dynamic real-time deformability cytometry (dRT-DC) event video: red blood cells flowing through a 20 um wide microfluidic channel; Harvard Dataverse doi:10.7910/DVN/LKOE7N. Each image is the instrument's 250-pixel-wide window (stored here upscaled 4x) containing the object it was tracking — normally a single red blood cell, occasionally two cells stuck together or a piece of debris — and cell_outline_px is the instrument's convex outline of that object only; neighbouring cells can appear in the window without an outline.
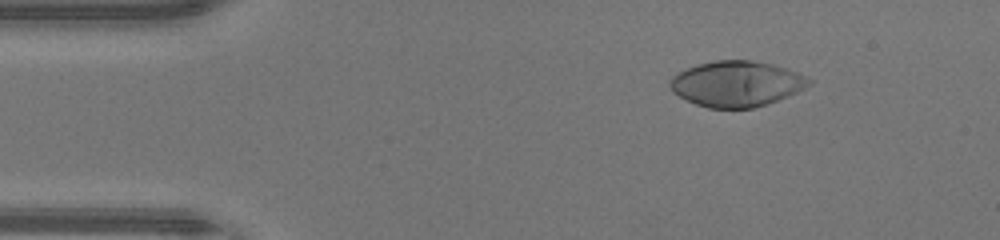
{"species": "human", "species_latin": "Homo sapiens", "temperature_condition": "warm", "stored_images_in_passage": 46, "camera_frame_rate_fps": 3000, "um_per_image_px": 0.085, "donor": {"sex": "male"}, "frame": {"image": 1, "passage_image": 6, "time_ms": 1.667, "image_size_px": [1000, 240], "cell_outline_px": [[812, 84], [788, 96], [768, 104], [752, 108], [708, 108], [696, 104], [672, 92], [668, 84], [672, 76], [696, 64], [716, 60], [752, 60], [772, 64], [796, 72], [812, 80]], "centroid_in_image_um": [62.6, 7.12], "position_along_channel_um": 22.4, "area_um2": 36.82}}
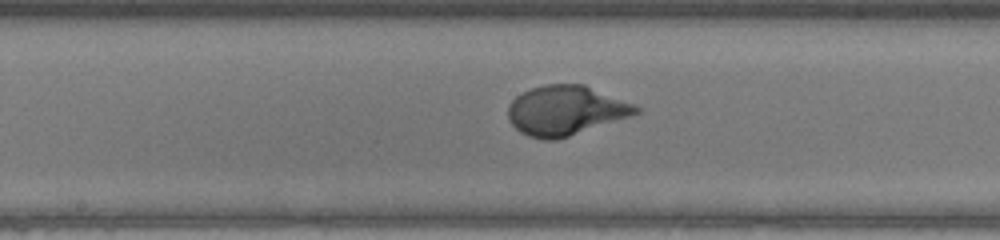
{"frame": {"image": 2, "passage_image": 23, "time_ms": 7.333, "image_size_px": [1000, 240], "cell_outline_px": [[640, 112], [632, 116], [556, 140], [544, 140], [528, 136], [520, 132], [508, 120], [508, 104], [516, 96], [532, 88], [544, 84], [584, 84], [632, 104], [640, 108]], "centroid_in_image_um": [48.05, 9.4], "position_along_channel_um": 200.2, "area_um2": 36.76}}
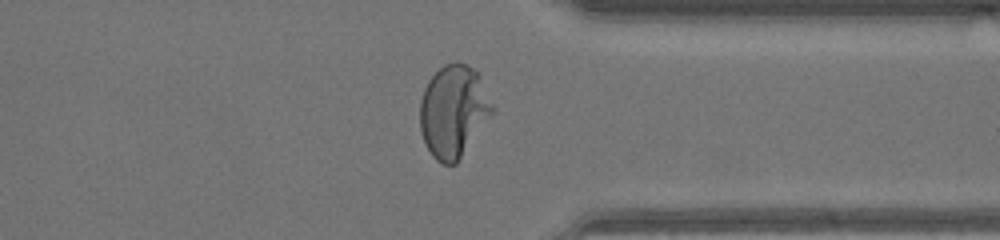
{"frame": {"image": 3, "passage_image": 35, "time_ms": 11.333, "image_size_px": [1000, 240], "cell_outline_px": [[496, 108], [456, 164], [440, 164], [432, 156], [424, 140], [420, 128], [420, 100], [424, 88], [428, 80], [444, 64], [456, 60], [472, 68], [476, 72]], "centroid_in_image_um": [38.53, 9.45], "position_along_channel_um": 372.9, "area_um2": 38.67}, "authors_computed_cell_mechanics": {"area_um2": 36.7897, "velocity_mm_per_s": 4.4345, "shape_relaxation_time_tau1_ms": 2.8138, "shape_relaxation_time_tau2_ms": null, "deformation_change_tau1": 0.2346, "deformation_change_tau2": null}}